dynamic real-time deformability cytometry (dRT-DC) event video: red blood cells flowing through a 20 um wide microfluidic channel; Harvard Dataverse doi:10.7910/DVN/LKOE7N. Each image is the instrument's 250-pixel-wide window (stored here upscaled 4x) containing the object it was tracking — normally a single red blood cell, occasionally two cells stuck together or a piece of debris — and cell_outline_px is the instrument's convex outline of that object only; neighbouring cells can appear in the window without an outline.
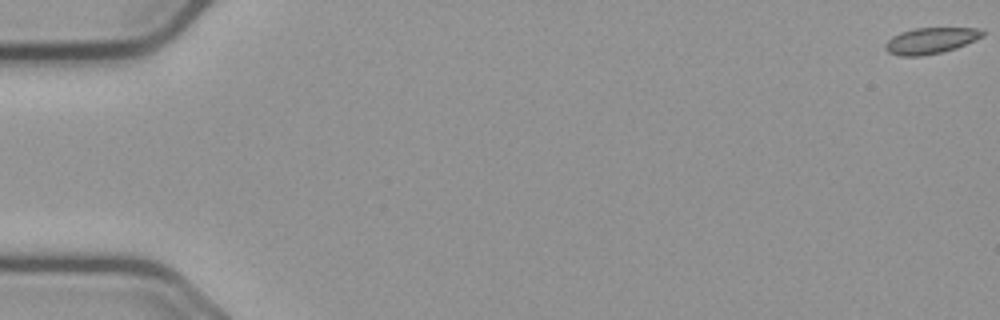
{"species": "common noctule bat (a hibernating species)", "species_latin": "Nyctalus noctula", "temperature_condition": "cold", "stored_images_in_passage": 16, "camera_frame_rate_fps": 3000, "um_per_image_px": 0.085, "animal": {"sex": "male", "body_mass_g": 23.1, "forearm_length_mm": 52.7}, "frame": {"image": 1, "passage_image": 1, "time_ms": 0.0, "image_size_px": [1000, 320], "cell_outline_px": [[984, 36], [956, 48], [940, 52], [920, 56], [900, 56], [888, 52], [884, 48], [884, 44], [892, 36], [900, 32], [916, 28], [984, 28]], "centroid_in_image_um": [79.1, 3.44], "position_along_channel_um": 5.9, "area_um2": 14.8}}
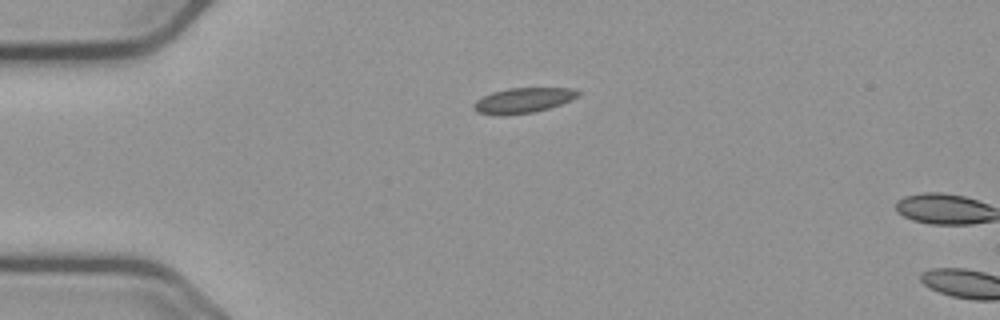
{"frame": {"image": 2, "passage_image": 15, "time_ms": 4.667, "image_size_px": [1000, 320], "cell_outline_px": [[580, 96], [560, 104], [548, 108], [532, 112], [476, 112], [472, 108], [472, 104], [476, 100], [492, 92], [508, 88], [572, 88], [580, 92]], "centroid_in_image_um": [44.52, 8.47], "position_along_channel_um": 40.5, "area_um2": 14.51}}